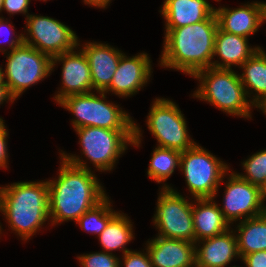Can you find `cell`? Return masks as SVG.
<instances>
[{
	"mask_svg": "<svg viewBox=\"0 0 266 267\" xmlns=\"http://www.w3.org/2000/svg\"><path fill=\"white\" fill-rule=\"evenodd\" d=\"M60 160L58 177L47 180L52 226L72 220L76 222L107 196L94 171L74 166L63 158Z\"/></svg>",
	"mask_w": 266,
	"mask_h": 267,
	"instance_id": "obj_1",
	"label": "cell"
},
{
	"mask_svg": "<svg viewBox=\"0 0 266 267\" xmlns=\"http://www.w3.org/2000/svg\"><path fill=\"white\" fill-rule=\"evenodd\" d=\"M218 22L215 13L204 21L165 31L160 67L193 76L212 66Z\"/></svg>",
	"mask_w": 266,
	"mask_h": 267,
	"instance_id": "obj_2",
	"label": "cell"
},
{
	"mask_svg": "<svg viewBox=\"0 0 266 267\" xmlns=\"http://www.w3.org/2000/svg\"><path fill=\"white\" fill-rule=\"evenodd\" d=\"M0 212L17 236L29 240L47 220L50 221L47 180L0 186Z\"/></svg>",
	"mask_w": 266,
	"mask_h": 267,
	"instance_id": "obj_3",
	"label": "cell"
},
{
	"mask_svg": "<svg viewBox=\"0 0 266 267\" xmlns=\"http://www.w3.org/2000/svg\"><path fill=\"white\" fill-rule=\"evenodd\" d=\"M79 137L81 157L61 150L60 157L74 166L91 170L86 160L100 172H110L128 145L141 146L142 130L134 122V130H111L101 127H81L74 129ZM82 155L86 158L84 161Z\"/></svg>",
	"mask_w": 266,
	"mask_h": 267,
	"instance_id": "obj_4",
	"label": "cell"
},
{
	"mask_svg": "<svg viewBox=\"0 0 266 267\" xmlns=\"http://www.w3.org/2000/svg\"><path fill=\"white\" fill-rule=\"evenodd\" d=\"M199 86L193 97L206 101L232 116L251 119V110L256 108L247 97L239 73L232 69L208 67L194 76Z\"/></svg>",
	"mask_w": 266,
	"mask_h": 267,
	"instance_id": "obj_5",
	"label": "cell"
},
{
	"mask_svg": "<svg viewBox=\"0 0 266 267\" xmlns=\"http://www.w3.org/2000/svg\"><path fill=\"white\" fill-rule=\"evenodd\" d=\"M97 92V95L94 93ZM98 93L100 95H98ZM104 91L66 96L58 105L74 115V129L101 127L111 130H134V120L120 105L109 102Z\"/></svg>",
	"mask_w": 266,
	"mask_h": 267,
	"instance_id": "obj_6",
	"label": "cell"
},
{
	"mask_svg": "<svg viewBox=\"0 0 266 267\" xmlns=\"http://www.w3.org/2000/svg\"><path fill=\"white\" fill-rule=\"evenodd\" d=\"M229 170L224 161L197 143L181 154L180 171L193 199H215Z\"/></svg>",
	"mask_w": 266,
	"mask_h": 267,
	"instance_id": "obj_7",
	"label": "cell"
},
{
	"mask_svg": "<svg viewBox=\"0 0 266 267\" xmlns=\"http://www.w3.org/2000/svg\"><path fill=\"white\" fill-rule=\"evenodd\" d=\"M3 81L17 100L23 92L52 73V58L36 48L22 43L5 53Z\"/></svg>",
	"mask_w": 266,
	"mask_h": 267,
	"instance_id": "obj_8",
	"label": "cell"
},
{
	"mask_svg": "<svg viewBox=\"0 0 266 267\" xmlns=\"http://www.w3.org/2000/svg\"><path fill=\"white\" fill-rule=\"evenodd\" d=\"M160 189L152 219L159 230L157 236L195 243L193 200L190 202L166 183Z\"/></svg>",
	"mask_w": 266,
	"mask_h": 267,
	"instance_id": "obj_9",
	"label": "cell"
},
{
	"mask_svg": "<svg viewBox=\"0 0 266 267\" xmlns=\"http://www.w3.org/2000/svg\"><path fill=\"white\" fill-rule=\"evenodd\" d=\"M186 122L178 105L162 97L152 102L146 125L157 140V146L184 152L196 144L188 134Z\"/></svg>",
	"mask_w": 266,
	"mask_h": 267,
	"instance_id": "obj_10",
	"label": "cell"
},
{
	"mask_svg": "<svg viewBox=\"0 0 266 267\" xmlns=\"http://www.w3.org/2000/svg\"><path fill=\"white\" fill-rule=\"evenodd\" d=\"M23 43L53 58L64 52L80 49L75 31L59 20L48 16L30 14L26 19Z\"/></svg>",
	"mask_w": 266,
	"mask_h": 267,
	"instance_id": "obj_11",
	"label": "cell"
},
{
	"mask_svg": "<svg viewBox=\"0 0 266 267\" xmlns=\"http://www.w3.org/2000/svg\"><path fill=\"white\" fill-rule=\"evenodd\" d=\"M227 175L223 205L219 208L230 225L264 214L261 189L242 179L237 172L229 170Z\"/></svg>",
	"mask_w": 266,
	"mask_h": 267,
	"instance_id": "obj_12",
	"label": "cell"
},
{
	"mask_svg": "<svg viewBox=\"0 0 266 267\" xmlns=\"http://www.w3.org/2000/svg\"><path fill=\"white\" fill-rule=\"evenodd\" d=\"M75 50L64 52L52 58V71H54L56 64H62V85L53 97L56 103L69 95L86 94L94 91L88 60L81 49Z\"/></svg>",
	"mask_w": 266,
	"mask_h": 267,
	"instance_id": "obj_13",
	"label": "cell"
},
{
	"mask_svg": "<svg viewBox=\"0 0 266 267\" xmlns=\"http://www.w3.org/2000/svg\"><path fill=\"white\" fill-rule=\"evenodd\" d=\"M147 53L142 52L135 56L124 53L119 61L117 70L111 80L110 86L104 91L121 97H130L149 82L151 78L152 64Z\"/></svg>",
	"mask_w": 266,
	"mask_h": 267,
	"instance_id": "obj_14",
	"label": "cell"
},
{
	"mask_svg": "<svg viewBox=\"0 0 266 267\" xmlns=\"http://www.w3.org/2000/svg\"><path fill=\"white\" fill-rule=\"evenodd\" d=\"M215 15L221 31L249 38L266 22V2H248L234 9L220 6Z\"/></svg>",
	"mask_w": 266,
	"mask_h": 267,
	"instance_id": "obj_15",
	"label": "cell"
},
{
	"mask_svg": "<svg viewBox=\"0 0 266 267\" xmlns=\"http://www.w3.org/2000/svg\"><path fill=\"white\" fill-rule=\"evenodd\" d=\"M81 50L90 65L93 90L105 91L110 86L120 58L124 53L108 43L96 41L83 43Z\"/></svg>",
	"mask_w": 266,
	"mask_h": 267,
	"instance_id": "obj_16",
	"label": "cell"
},
{
	"mask_svg": "<svg viewBox=\"0 0 266 267\" xmlns=\"http://www.w3.org/2000/svg\"><path fill=\"white\" fill-rule=\"evenodd\" d=\"M145 243L153 267H191L195 264V243L156 236Z\"/></svg>",
	"mask_w": 266,
	"mask_h": 267,
	"instance_id": "obj_17",
	"label": "cell"
},
{
	"mask_svg": "<svg viewBox=\"0 0 266 267\" xmlns=\"http://www.w3.org/2000/svg\"><path fill=\"white\" fill-rule=\"evenodd\" d=\"M195 253V264L198 267H226L233 258L240 259L234 229L195 242Z\"/></svg>",
	"mask_w": 266,
	"mask_h": 267,
	"instance_id": "obj_18",
	"label": "cell"
},
{
	"mask_svg": "<svg viewBox=\"0 0 266 267\" xmlns=\"http://www.w3.org/2000/svg\"><path fill=\"white\" fill-rule=\"evenodd\" d=\"M160 13L165 31L206 20L215 13L208 0H164Z\"/></svg>",
	"mask_w": 266,
	"mask_h": 267,
	"instance_id": "obj_19",
	"label": "cell"
},
{
	"mask_svg": "<svg viewBox=\"0 0 266 267\" xmlns=\"http://www.w3.org/2000/svg\"><path fill=\"white\" fill-rule=\"evenodd\" d=\"M248 38L221 31L219 28L215 35L214 55L219 57L212 61V67L232 69V66H241L249 59L260 46H249Z\"/></svg>",
	"mask_w": 266,
	"mask_h": 267,
	"instance_id": "obj_20",
	"label": "cell"
},
{
	"mask_svg": "<svg viewBox=\"0 0 266 267\" xmlns=\"http://www.w3.org/2000/svg\"><path fill=\"white\" fill-rule=\"evenodd\" d=\"M218 205L213 198L194 200L192 215L195 242L223 234L231 228Z\"/></svg>",
	"mask_w": 266,
	"mask_h": 267,
	"instance_id": "obj_21",
	"label": "cell"
},
{
	"mask_svg": "<svg viewBox=\"0 0 266 267\" xmlns=\"http://www.w3.org/2000/svg\"><path fill=\"white\" fill-rule=\"evenodd\" d=\"M262 49L260 47L239 67L243 69L239 77L247 97L256 108L266 100V52Z\"/></svg>",
	"mask_w": 266,
	"mask_h": 267,
	"instance_id": "obj_22",
	"label": "cell"
},
{
	"mask_svg": "<svg viewBox=\"0 0 266 267\" xmlns=\"http://www.w3.org/2000/svg\"><path fill=\"white\" fill-rule=\"evenodd\" d=\"M234 232L240 259L244 255L266 250V212L239 222ZM237 229V230H236Z\"/></svg>",
	"mask_w": 266,
	"mask_h": 267,
	"instance_id": "obj_23",
	"label": "cell"
},
{
	"mask_svg": "<svg viewBox=\"0 0 266 267\" xmlns=\"http://www.w3.org/2000/svg\"><path fill=\"white\" fill-rule=\"evenodd\" d=\"M133 223L123 212L119 213L108 223L105 230L99 235L98 239L102 245V251L112 253L121 250L124 255L131 249H127L128 242L134 240Z\"/></svg>",
	"mask_w": 266,
	"mask_h": 267,
	"instance_id": "obj_24",
	"label": "cell"
},
{
	"mask_svg": "<svg viewBox=\"0 0 266 267\" xmlns=\"http://www.w3.org/2000/svg\"><path fill=\"white\" fill-rule=\"evenodd\" d=\"M182 152L164 148L155 147L151 153L147 176L157 183H164L172 176L176 168H180V159Z\"/></svg>",
	"mask_w": 266,
	"mask_h": 267,
	"instance_id": "obj_25",
	"label": "cell"
},
{
	"mask_svg": "<svg viewBox=\"0 0 266 267\" xmlns=\"http://www.w3.org/2000/svg\"><path fill=\"white\" fill-rule=\"evenodd\" d=\"M109 198L106 196L76 221L81 229L99 237L108 223L119 213L112 208V202Z\"/></svg>",
	"mask_w": 266,
	"mask_h": 267,
	"instance_id": "obj_26",
	"label": "cell"
},
{
	"mask_svg": "<svg viewBox=\"0 0 266 267\" xmlns=\"http://www.w3.org/2000/svg\"><path fill=\"white\" fill-rule=\"evenodd\" d=\"M242 167L245 172L237 174L262 190L266 185V149L260 150L247 158L242 162Z\"/></svg>",
	"mask_w": 266,
	"mask_h": 267,
	"instance_id": "obj_27",
	"label": "cell"
},
{
	"mask_svg": "<svg viewBox=\"0 0 266 267\" xmlns=\"http://www.w3.org/2000/svg\"><path fill=\"white\" fill-rule=\"evenodd\" d=\"M81 267H120V259L117 255L105 251L90 252L77 256Z\"/></svg>",
	"mask_w": 266,
	"mask_h": 267,
	"instance_id": "obj_28",
	"label": "cell"
},
{
	"mask_svg": "<svg viewBox=\"0 0 266 267\" xmlns=\"http://www.w3.org/2000/svg\"><path fill=\"white\" fill-rule=\"evenodd\" d=\"M8 22H9L8 19H5V17H2V16L0 17V34L10 36V38L8 39L9 41L6 40L5 42H7V41L9 42L8 43L9 48H7V49H9L11 51L12 49L17 48L18 46H20L23 43V34L21 33V34L17 35L15 30H14V26ZM13 35L15 37H13ZM2 43H3V41H2ZM1 46L2 45H1V41H0V52H2L3 54L7 53L8 50L5 49L6 47H3V46L1 47Z\"/></svg>",
	"mask_w": 266,
	"mask_h": 267,
	"instance_id": "obj_29",
	"label": "cell"
},
{
	"mask_svg": "<svg viewBox=\"0 0 266 267\" xmlns=\"http://www.w3.org/2000/svg\"><path fill=\"white\" fill-rule=\"evenodd\" d=\"M142 252L131 250L122 255L123 258L121 260L123 261L120 260V267H153L147 250Z\"/></svg>",
	"mask_w": 266,
	"mask_h": 267,
	"instance_id": "obj_30",
	"label": "cell"
},
{
	"mask_svg": "<svg viewBox=\"0 0 266 267\" xmlns=\"http://www.w3.org/2000/svg\"><path fill=\"white\" fill-rule=\"evenodd\" d=\"M31 0H3L2 11L11 15L22 13L26 18L30 15L28 8Z\"/></svg>",
	"mask_w": 266,
	"mask_h": 267,
	"instance_id": "obj_31",
	"label": "cell"
},
{
	"mask_svg": "<svg viewBox=\"0 0 266 267\" xmlns=\"http://www.w3.org/2000/svg\"><path fill=\"white\" fill-rule=\"evenodd\" d=\"M240 260L245 267H266V250L244 255Z\"/></svg>",
	"mask_w": 266,
	"mask_h": 267,
	"instance_id": "obj_32",
	"label": "cell"
},
{
	"mask_svg": "<svg viewBox=\"0 0 266 267\" xmlns=\"http://www.w3.org/2000/svg\"><path fill=\"white\" fill-rule=\"evenodd\" d=\"M8 129L6 126L0 131V168H8V147H7V138H8Z\"/></svg>",
	"mask_w": 266,
	"mask_h": 267,
	"instance_id": "obj_33",
	"label": "cell"
},
{
	"mask_svg": "<svg viewBox=\"0 0 266 267\" xmlns=\"http://www.w3.org/2000/svg\"><path fill=\"white\" fill-rule=\"evenodd\" d=\"M16 99L11 95L8 86L6 83L2 80L0 82V105H2L4 102L8 103H14Z\"/></svg>",
	"mask_w": 266,
	"mask_h": 267,
	"instance_id": "obj_34",
	"label": "cell"
},
{
	"mask_svg": "<svg viewBox=\"0 0 266 267\" xmlns=\"http://www.w3.org/2000/svg\"><path fill=\"white\" fill-rule=\"evenodd\" d=\"M112 0H83L84 4L90 5L91 7H96V8H103L105 9Z\"/></svg>",
	"mask_w": 266,
	"mask_h": 267,
	"instance_id": "obj_35",
	"label": "cell"
},
{
	"mask_svg": "<svg viewBox=\"0 0 266 267\" xmlns=\"http://www.w3.org/2000/svg\"><path fill=\"white\" fill-rule=\"evenodd\" d=\"M262 201H263V205H264V209H265V212H266V204H265V201H266V185L262 188Z\"/></svg>",
	"mask_w": 266,
	"mask_h": 267,
	"instance_id": "obj_36",
	"label": "cell"
},
{
	"mask_svg": "<svg viewBox=\"0 0 266 267\" xmlns=\"http://www.w3.org/2000/svg\"><path fill=\"white\" fill-rule=\"evenodd\" d=\"M257 108L261 109L264 115H266V100Z\"/></svg>",
	"mask_w": 266,
	"mask_h": 267,
	"instance_id": "obj_37",
	"label": "cell"
},
{
	"mask_svg": "<svg viewBox=\"0 0 266 267\" xmlns=\"http://www.w3.org/2000/svg\"><path fill=\"white\" fill-rule=\"evenodd\" d=\"M4 120L0 117V131L5 127Z\"/></svg>",
	"mask_w": 266,
	"mask_h": 267,
	"instance_id": "obj_38",
	"label": "cell"
},
{
	"mask_svg": "<svg viewBox=\"0 0 266 267\" xmlns=\"http://www.w3.org/2000/svg\"><path fill=\"white\" fill-rule=\"evenodd\" d=\"M2 67L0 66V82L3 80V71Z\"/></svg>",
	"mask_w": 266,
	"mask_h": 267,
	"instance_id": "obj_39",
	"label": "cell"
},
{
	"mask_svg": "<svg viewBox=\"0 0 266 267\" xmlns=\"http://www.w3.org/2000/svg\"><path fill=\"white\" fill-rule=\"evenodd\" d=\"M2 4H3V0H0V13L2 12Z\"/></svg>",
	"mask_w": 266,
	"mask_h": 267,
	"instance_id": "obj_40",
	"label": "cell"
},
{
	"mask_svg": "<svg viewBox=\"0 0 266 267\" xmlns=\"http://www.w3.org/2000/svg\"><path fill=\"white\" fill-rule=\"evenodd\" d=\"M2 224L0 223V235L2 234Z\"/></svg>",
	"mask_w": 266,
	"mask_h": 267,
	"instance_id": "obj_41",
	"label": "cell"
}]
</instances>
